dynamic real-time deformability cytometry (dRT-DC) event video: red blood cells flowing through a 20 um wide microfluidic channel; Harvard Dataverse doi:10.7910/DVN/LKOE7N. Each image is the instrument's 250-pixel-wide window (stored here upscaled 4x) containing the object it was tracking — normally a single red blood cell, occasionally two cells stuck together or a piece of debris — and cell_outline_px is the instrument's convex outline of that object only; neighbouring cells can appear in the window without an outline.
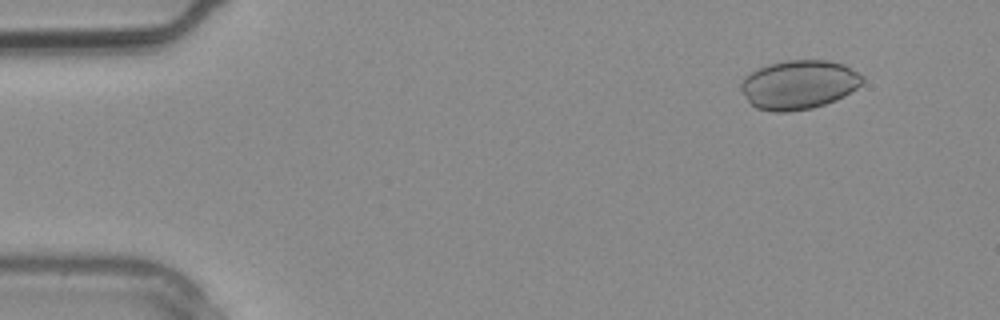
{"species": "common noctule bat (a hibernating species)", "species_latin": "Nyctalus noctula", "temperature_condition": "warm", "stored_images_in_passage": 3, "camera_frame_rate_fps": 3000, "um_per_image_px": 0.085, "animal": {"sex": "male", "body_mass_g": 20.4}, "frame": {"image": 1, "passage_image": 3, "time_ms": 0.667, "image_size_px": [1000, 320], "cell_outline_px": [[864, 80], [856, 88], [844, 96], [836, 100], [812, 108], [788, 112], [776, 112], [756, 108], [748, 100], [740, 88], [740, 84], [744, 76], [768, 64], [788, 60], [828, 60], [844, 64], [864, 76]], "centroid_in_image_um": [67.91, 7.19], "position_along_channel_um": 17.1, "area_um2": 34.62}}